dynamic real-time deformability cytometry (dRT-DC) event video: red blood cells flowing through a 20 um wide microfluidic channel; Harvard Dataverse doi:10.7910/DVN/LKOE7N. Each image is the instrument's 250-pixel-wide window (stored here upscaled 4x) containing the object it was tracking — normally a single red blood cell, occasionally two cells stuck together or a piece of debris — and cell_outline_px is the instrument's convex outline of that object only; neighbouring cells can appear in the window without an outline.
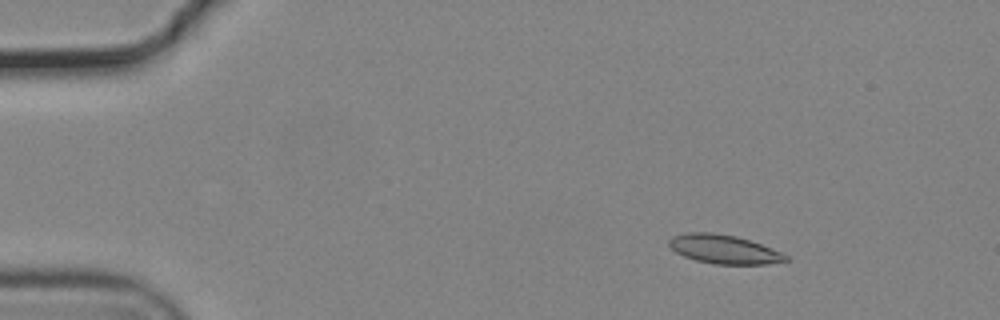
{"species": "common noctule bat (a hibernating species)", "species_latin": "Nyctalus noctula", "temperature_condition": "cold", "stored_images_in_passage": 50, "camera_frame_rate_fps": 3000, "um_per_image_px": 0.085, "animal": {"sex": "male", "body_mass_g": 19.2, "forearm_length_mm": 51.8}, "frame": {"image": 1, "passage_image": 2, "time_ms": 0.333, "image_size_px": [1000, 320], "cell_outline_px": [[788, 260], [768, 264], [716, 264], [696, 260], [684, 256], [676, 252], [668, 244], [668, 240], [672, 236], [688, 232], [712, 232], [736, 236], [772, 248], [788, 256]], "centroid_in_image_um": [61.51, 21.18], "position_along_channel_um": 23.5, "area_um2": 19.48}}
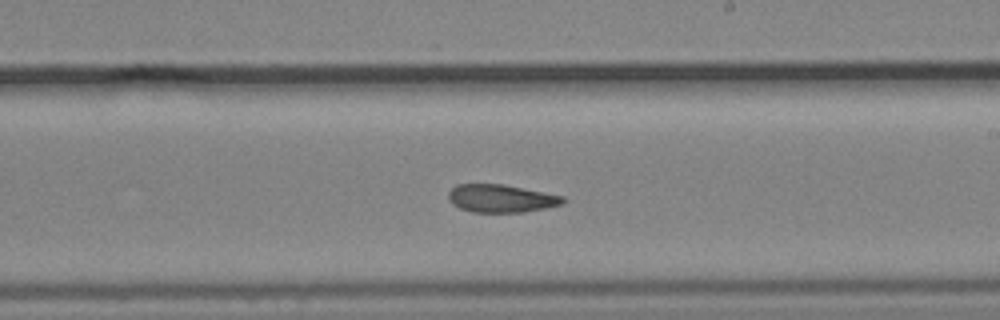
{"frame": {"image": 2, "passage_image": 27, "time_ms": 8.667, "image_size_px": [1000, 320], "cell_outline_px": [[564, 200], [560, 204], [544, 208], [520, 212], [472, 212], [460, 208], [452, 204], [448, 200], [448, 192], [456, 184], [504, 184], [564, 196]], "centroid_in_image_um": [42.53, 16.86], "position_along_channel_um": 246.5, "area_um2": 18.5}}
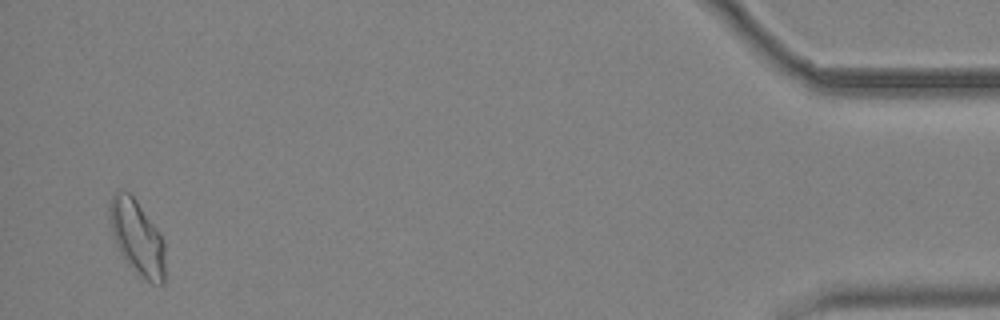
{"frame": {"image": 3, "passage_image": 48, "time_ms": 15.667, "image_size_px": [1000, 320], "cell_outline_px": [[164, 284], [152, 284], [132, 268], [124, 260], [112, 236], [108, 212], [108, 204], [112, 192], [128, 192], [136, 200], [160, 232], [164, 240]], "centroid_in_image_um": [11.63, 20.16], "position_along_channel_um": 423.6, "area_um2": 24.22}, "authors_computed_cell_mechanics": {"area_um2": 19.7676, "velocity_mm_per_s": 3.7013, "shape_relaxation_time_tau1_ms": 7.9729, "shape_relaxation_time_tau2_ms": 3.7358, "deformation_change_tau1": 0.1709, "deformation_change_tau2": 0.1052}}